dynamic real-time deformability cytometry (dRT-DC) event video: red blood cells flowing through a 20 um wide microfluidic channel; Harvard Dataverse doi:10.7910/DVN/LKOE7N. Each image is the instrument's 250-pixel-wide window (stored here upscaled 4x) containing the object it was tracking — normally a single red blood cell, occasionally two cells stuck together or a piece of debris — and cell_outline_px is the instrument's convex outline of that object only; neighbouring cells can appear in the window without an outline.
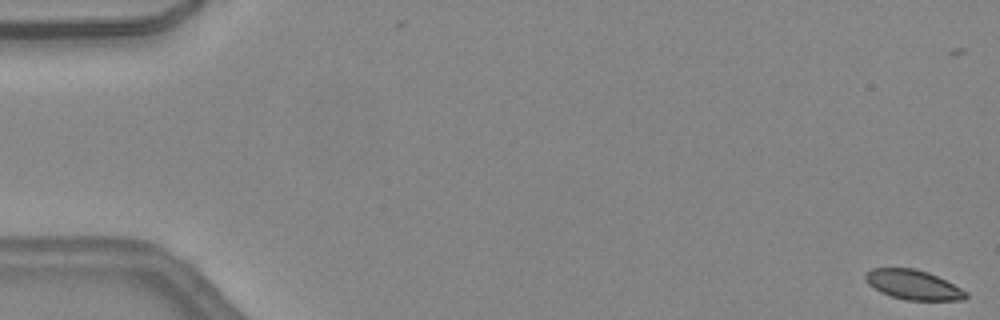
{"species": "common noctule bat (a hibernating species)", "species_latin": "Nyctalus noctula", "temperature_condition": "warm", "stored_images_in_passage": 48, "camera_frame_rate_fps": 3000, "um_per_image_px": 0.085, "animal": {"sex": "female", "body_mass_g": 24.6, "forearm_length_mm": 56.2}, "frame": {"image": 1, "passage_image": 1, "time_ms": 0.0, "image_size_px": [1000, 320], "cell_outline_px": [[968, 296], [964, 300], [904, 300], [880, 292], [868, 284], [864, 280], [864, 276], [872, 268], [916, 268], [928, 272], [968, 292]], "centroid_in_image_um": [77.61, 24.21], "position_along_channel_um": 7.4, "area_um2": 17.28}}
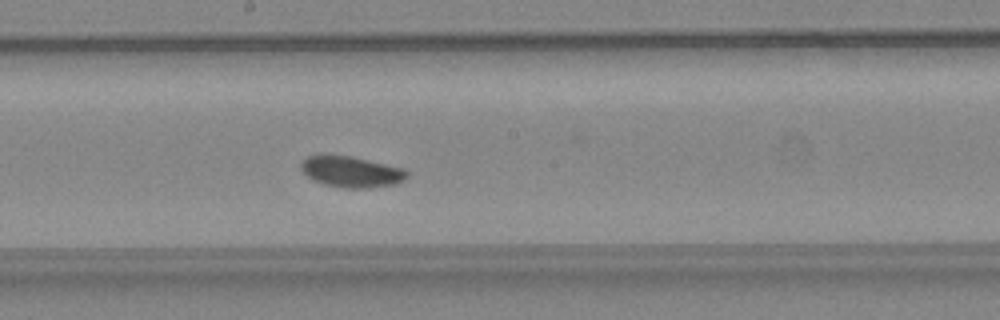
{"frame": {"image": 2, "passage_image": 26, "time_ms": 8.333, "image_size_px": [1000, 320], "cell_outline_px": [[408, 176], [404, 180], [396, 184], [368, 188], [348, 188], [324, 184], [312, 180], [300, 168], [300, 164], [308, 156], [320, 152], [328, 152], [352, 156], [404, 168], [408, 172]], "centroid_in_image_um": [29.83, 14.55], "position_along_channel_um": 218.4, "area_um2": 19.71}}
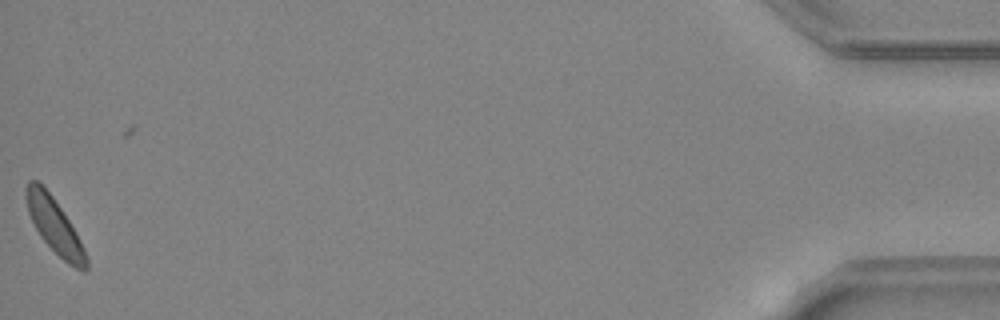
{"frame": {"image": 3, "passage_image": 47, "time_ms": 15.333, "image_size_px": [1000, 320], "cell_outline_px": [[88, 268], [84, 272], [68, 264], [40, 236], [28, 212], [24, 196], [24, 188], [28, 180], [36, 180], [52, 196], [76, 232], [84, 248], [88, 260]], "centroid_in_image_um": [4.62, 19.18], "position_along_channel_um": 430.6, "area_um2": 18.9}, "authors_computed_cell_mechanics": {"area_um2": 18.9584, "velocity_mm_per_s": 4.4539, "shape_relaxation_time_tau1_ms": 4.9794, "shape_relaxation_time_tau2_ms": null, "deformation_change_tau1": 0.0799, "deformation_change_tau2": null}}